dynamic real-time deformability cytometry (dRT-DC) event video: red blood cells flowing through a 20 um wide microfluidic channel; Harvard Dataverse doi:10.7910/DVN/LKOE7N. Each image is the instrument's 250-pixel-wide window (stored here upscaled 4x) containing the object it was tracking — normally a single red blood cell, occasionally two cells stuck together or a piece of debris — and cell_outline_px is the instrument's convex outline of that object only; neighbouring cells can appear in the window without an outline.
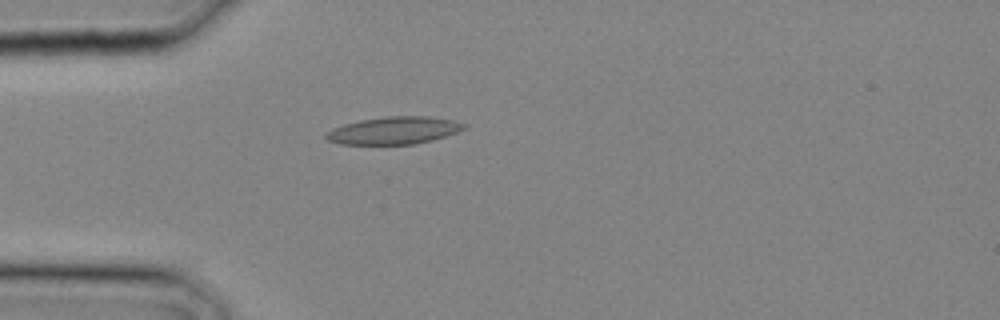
{"species": "common noctule bat (a hibernating species)", "species_latin": "Nyctalus noctula", "temperature_condition": "cold", "stored_images_in_passage": 2, "camera_frame_rate_fps": 3000, "um_per_image_px": 0.085, "animal": {"sex": "male", "body_mass_g": 20.4}, "frame": {"image": 1, "passage_image": 2, "time_ms": 0.333, "image_size_px": [1000, 320], "cell_outline_px": [[468, 128], [432, 140], [412, 144], [340, 144], [328, 140], [324, 136], [332, 128], [344, 124], [360, 120], [388, 116], [428, 116], [452, 120], [468, 124]], "centroid_in_image_um": [33.5, 11.08], "position_along_channel_um": 51.5, "area_um2": 21.96}}